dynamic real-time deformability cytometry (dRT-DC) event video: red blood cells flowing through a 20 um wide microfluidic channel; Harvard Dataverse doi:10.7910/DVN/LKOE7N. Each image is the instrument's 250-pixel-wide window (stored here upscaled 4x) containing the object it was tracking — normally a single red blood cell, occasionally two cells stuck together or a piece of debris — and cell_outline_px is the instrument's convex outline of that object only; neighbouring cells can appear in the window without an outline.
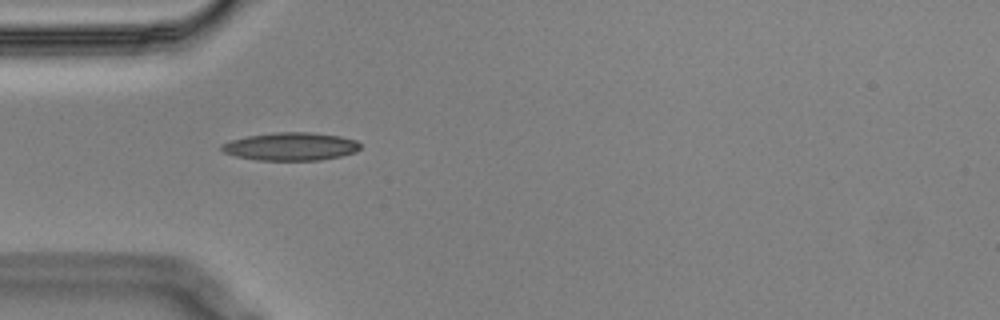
{"species": "Egyptian fruit bat (a non-hibernating species)", "species_latin": "Rousettus aegyptiacus", "temperature_condition": "cold", "stored_images_in_passage": 40, "segment_of_instrument_passage": [1, 2], "camera_frame_rate_fps": 3000, "um_per_image_px": 0.085, "animal": {"sex": "male"}, "frame": {"image": 1, "passage_image": 1, "time_ms": 0.0, "image_size_px": [1000, 320], "cell_outline_px": [[360, 148], [356, 152], [340, 156], [320, 160], [256, 160], [236, 156], [224, 152], [220, 148], [220, 144], [232, 140], [248, 136], [276, 132], [308, 132], [340, 136], [356, 140], [360, 144]], "centroid_in_image_um": [24.72, 12.45], "position_along_channel_um": 60.3, "area_um2": 22.54}}
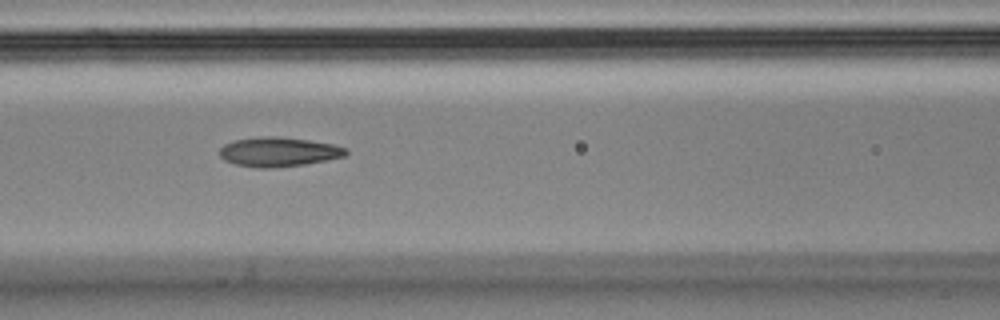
{"frame": {"image": 2, "passage_image": 8, "time_ms": 2.333, "image_size_px": [1000, 320], "cell_outline_px": [[348, 152], [344, 156], [304, 164], [272, 168], [256, 168], [236, 164], [224, 160], [220, 156], [220, 148], [224, 144], [232, 140], [260, 136], [276, 136], [308, 140], [332, 144], [348, 148]], "centroid_in_image_um": [23.64, 12.9], "position_along_channel_um": 143.0, "area_um2": 21.62}}
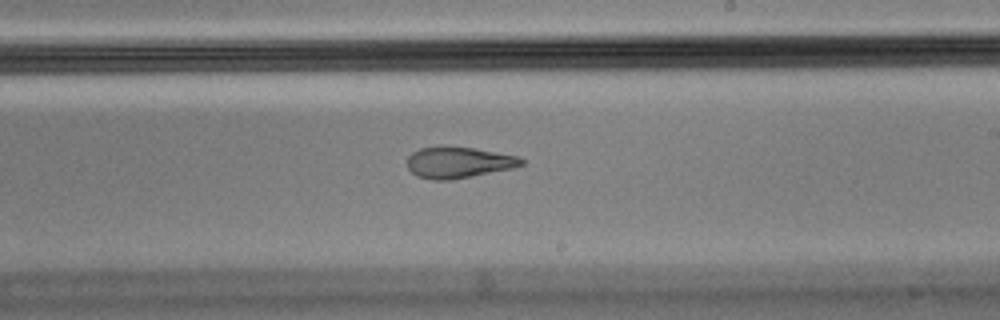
{"frame": {"image": 3, "passage_image": 17, "time_ms": 5.333, "image_size_px": [1000, 320], "cell_outline_px": [[524, 164], [512, 168], [452, 180], [432, 180], [416, 176], [408, 168], [408, 156], [412, 152], [420, 148], [440, 144], [472, 148], [520, 156], [524, 160]], "centroid_in_image_um": [38.94, 13.79], "position_along_channel_um": 250.1, "area_um2": 21.1}}